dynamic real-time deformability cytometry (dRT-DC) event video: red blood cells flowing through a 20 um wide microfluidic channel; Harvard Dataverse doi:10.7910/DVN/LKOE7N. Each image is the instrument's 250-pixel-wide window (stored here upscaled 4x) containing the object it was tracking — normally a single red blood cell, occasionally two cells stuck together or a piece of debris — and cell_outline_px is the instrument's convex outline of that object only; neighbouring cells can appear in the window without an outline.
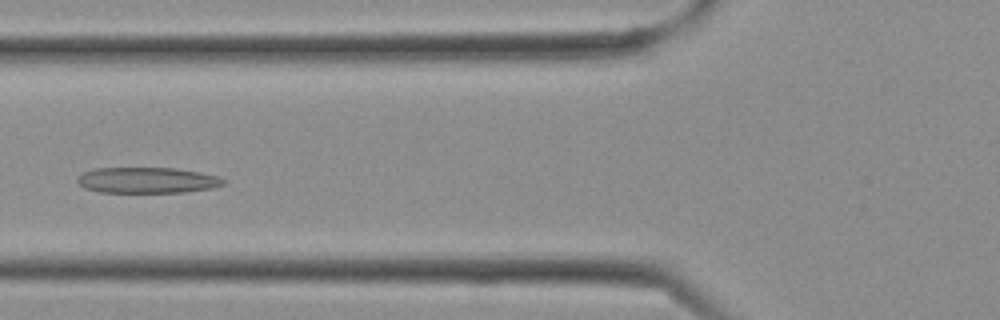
{"species": "Egyptian fruit bat (a non-hibernating species)", "species_latin": "Rousettus aegyptiacus", "temperature_condition": "cold", "stored_images_in_passage": 13, "camera_frame_rate_fps": 3000, "um_per_image_px": 0.085, "frame": {"image": 1, "passage_image": 10, "time_ms": 3.0, "image_size_px": [1000, 320], "cell_outline_px": [[228, 180], [224, 184], [212, 188], [184, 192], [100, 192], [84, 188], [76, 180], [84, 172], [96, 168], [176, 168], [200, 172], [220, 176]], "centroid_in_image_um": [12.57, 15.31], "position_along_channel_um": 113.2, "area_um2": 22.02}}
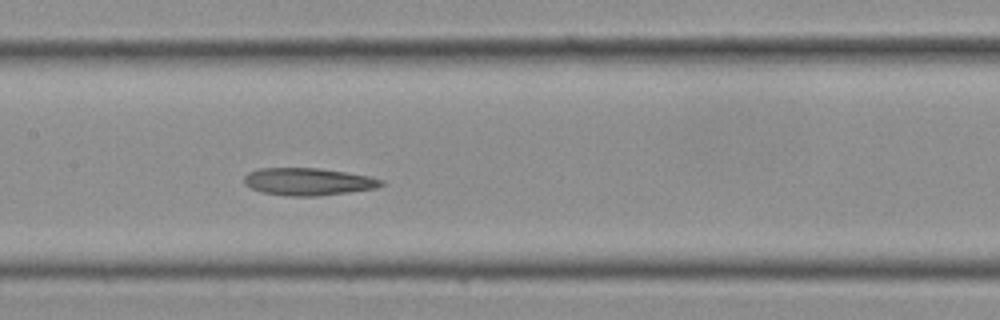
{"frame": {"image": 2, "passage_image": 13, "time_ms": 4.0, "image_size_px": [1000, 320], "cell_outline_px": [[384, 184], [376, 188], [348, 192], [316, 196], [288, 196], [260, 192], [244, 184], [244, 176], [248, 172], [260, 168], [320, 168], [348, 172], [368, 176], [384, 180]], "centroid_in_image_um": [26.18, 15.43], "position_along_channel_um": 181.2, "area_um2": 21.96}}